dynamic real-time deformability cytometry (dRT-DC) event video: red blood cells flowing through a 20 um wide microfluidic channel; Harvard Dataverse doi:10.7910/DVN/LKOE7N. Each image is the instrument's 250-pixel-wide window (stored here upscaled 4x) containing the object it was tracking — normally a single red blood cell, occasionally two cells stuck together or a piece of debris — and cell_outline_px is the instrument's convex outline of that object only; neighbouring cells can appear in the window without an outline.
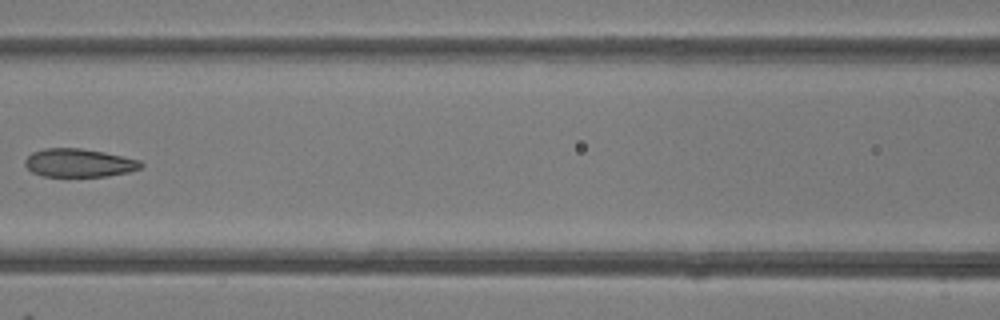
{"species": "common noctule bat (a hibernating species)", "species_latin": "Nyctalus noctula", "temperature_condition": "room temperature", "stored_images_in_passage": 7, "camera_frame_rate_fps": 3000, "um_per_image_px": 0.085, "animal": {"sex": "female"}, "frame": {"image": 1, "passage_image": 6, "time_ms": 7.0, "image_size_px": [1000, 320], "cell_outline_px": [[144, 164], [140, 168], [128, 172], [108, 176], [44, 176], [32, 172], [24, 164], [24, 160], [32, 152], [44, 148], [80, 148], [104, 152], [140, 160]], "centroid_in_image_um": [6.7, 13.84], "position_along_channel_um": 159.9, "area_um2": 19.07}}
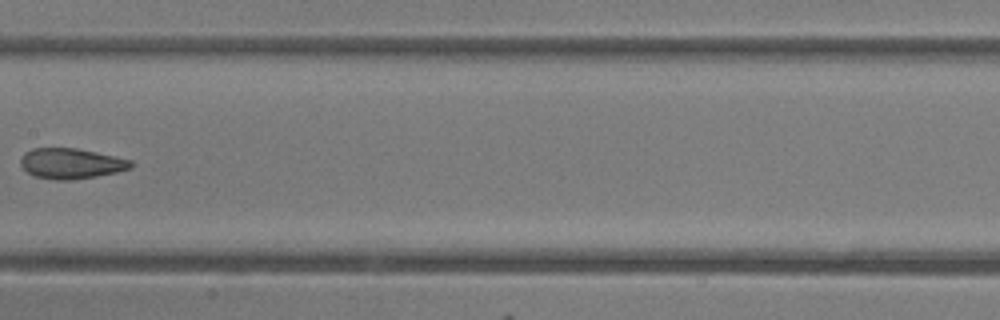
{"frame": {"image": 2, "passage_image": 7, "time_ms": 8.0, "image_size_px": [1000, 320], "cell_outline_px": [[132, 168], [116, 172], [96, 176], [72, 180], [56, 180], [36, 176], [28, 172], [20, 164], [20, 160], [24, 152], [32, 148], [76, 148], [96, 152], [132, 160]], "centroid_in_image_um": [6.04, 13.89], "position_along_channel_um": 201.4, "area_um2": 19.48}}